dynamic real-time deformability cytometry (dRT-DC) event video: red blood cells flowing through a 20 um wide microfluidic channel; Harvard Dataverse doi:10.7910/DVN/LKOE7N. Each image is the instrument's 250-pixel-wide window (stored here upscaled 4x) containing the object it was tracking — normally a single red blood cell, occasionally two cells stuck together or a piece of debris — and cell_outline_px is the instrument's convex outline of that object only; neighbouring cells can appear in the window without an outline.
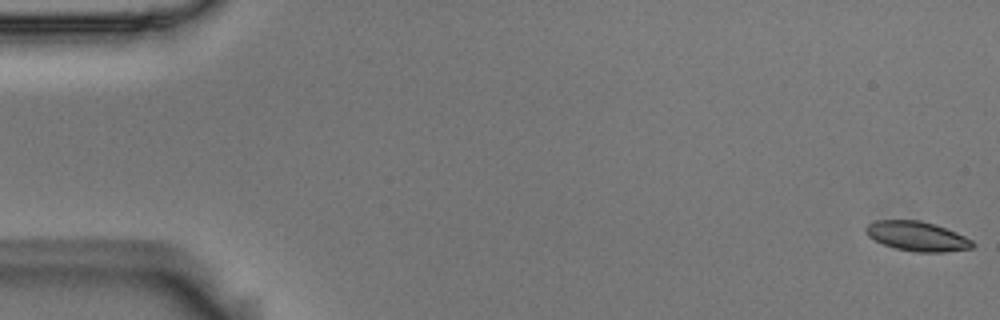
{"species": "Egyptian fruit bat (a non-hibernating species)", "species_latin": "Rousettus aegyptiacus", "temperature_condition": "room temperature", "stored_images_in_passage": 56, "camera_frame_rate_fps": 3000, "um_per_image_px": 0.085, "animal": {"sex": "male"}, "frame": {"image": 1, "passage_image": 1, "time_ms": 0.0, "image_size_px": [1000, 320], "cell_outline_px": [[976, 244], [972, 248], [944, 252], [916, 252], [896, 248], [884, 244], [868, 236], [864, 232], [864, 228], [868, 224], [876, 220], [920, 220], [936, 224], [956, 232], [972, 240]], "centroid_in_image_um": [77.96, 20.07], "position_along_channel_um": 7.0, "area_um2": 18.44}}
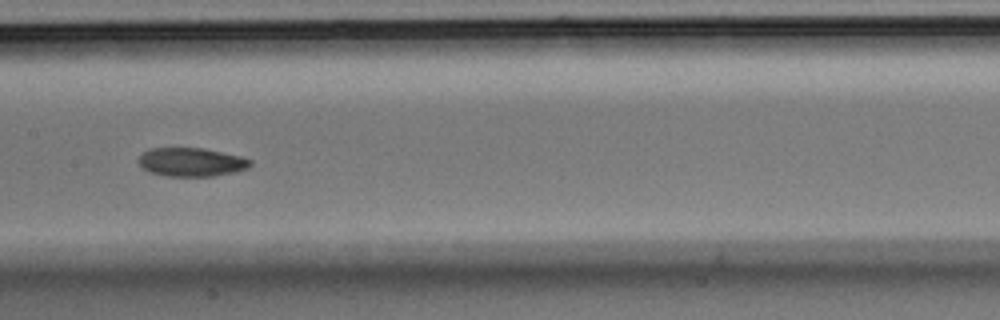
{"frame": {"image": 2, "passage_image": 28, "time_ms": 9.0, "image_size_px": [1000, 320], "cell_outline_px": [[252, 164], [248, 168], [236, 172], [212, 176], [168, 176], [152, 172], [144, 168], [140, 164], [140, 156], [148, 148], [204, 148], [240, 156], [252, 160]], "centroid_in_image_um": [16.32, 13.77], "position_along_channel_um": 191.1, "area_um2": 18.5}}
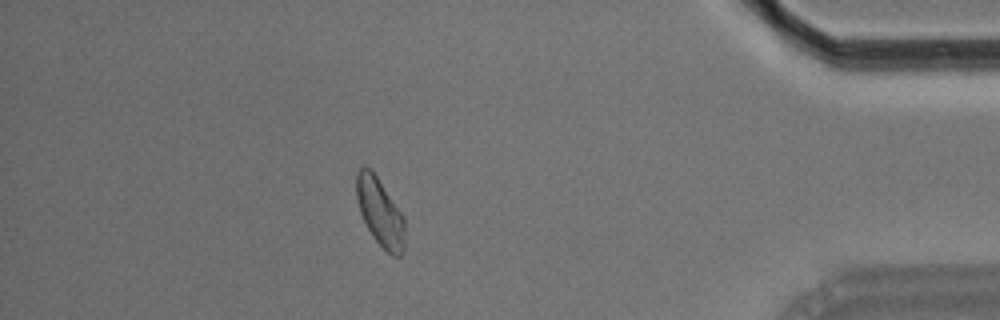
{"frame": {"image": 3, "passage_image": 49, "time_ms": 16.0, "image_size_px": [1000, 320], "cell_outline_px": [[404, 252], [400, 256], [392, 256], [372, 236], [360, 212], [356, 196], [356, 172], [364, 164], [372, 168], [400, 212], [404, 220]], "centroid_in_image_um": [32.28, 17.99], "position_along_channel_um": 402.9, "area_um2": 19.02}, "authors_computed_cell_mechanics": {"area_um2": 18.8139, "velocity_mm_per_s": 3.6364, "shape_relaxation_time_tau1_ms": 4.0317, "shape_relaxation_time_tau2_ms": 8.5959, "deformation_change_tau1": 0.0914, "deformation_change_tau2": 0.1387}}